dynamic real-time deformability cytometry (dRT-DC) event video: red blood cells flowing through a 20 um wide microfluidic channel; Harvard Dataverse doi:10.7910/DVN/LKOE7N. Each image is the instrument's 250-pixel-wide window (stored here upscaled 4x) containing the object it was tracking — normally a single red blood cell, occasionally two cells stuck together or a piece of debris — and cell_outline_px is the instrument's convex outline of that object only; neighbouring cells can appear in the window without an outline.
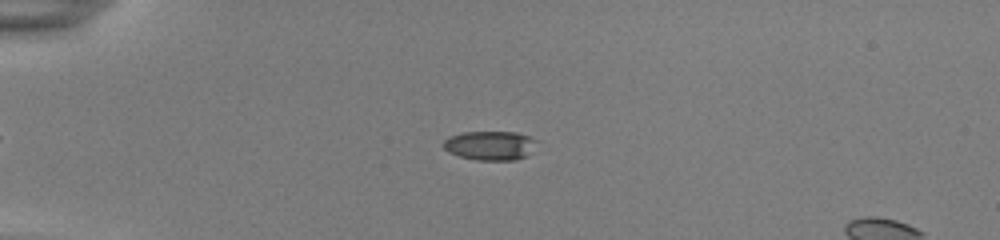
{"species": "common noctule bat (a hibernating species)", "species_latin": "Nyctalus noctula", "temperature_condition": "room temperature", "stored_images_in_passage": 54, "camera_frame_rate_fps": 3000, "um_per_image_px": 0.085, "animal": {"sex": "female", "body_mass_g": 22.0, "forearm_length_mm": 56.7}, "frame": {"image": 1, "passage_image": 15, "time_ms": 4.667, "image_size_px": [1000, 240], "cell_outline_px": [[540, 140], [532, 152], [528, 156], [516, 160], [476, 160], [460, 156], [448, 152], [444, 148], [444, 140], [448, 136], [464, 132], [516, 132]], "centroid_in_image_um": [41.72, 12.37], "position_along_channel_um": 43.3, "area_um2": 16.13}}
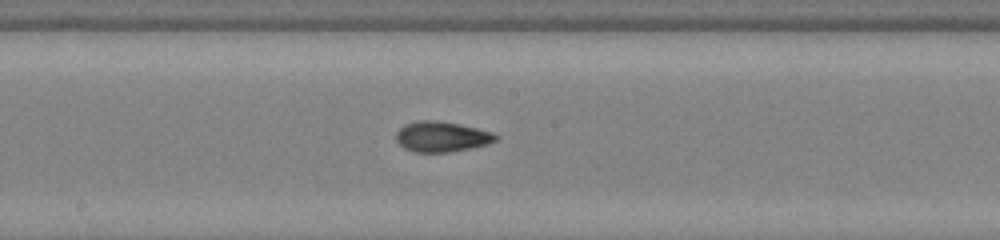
{"frame": {"image": 2, "passage_image": 31, "time_ms": 10.0, "image_size_px": [1000, 240], "cell_outline_px": [[500, 136], [496, 140], [488, 144], [472, 148], [448, 152], [416, 152], [404, 148], [396, 140], [396, 132], [404, 124], [416, 120], [436, 120], [460, 124], [492, 132]], "centroid_in_image_um": [37.54, 11.61], "position_along_channel_um": 210.7, "area_um2": 17.74}}
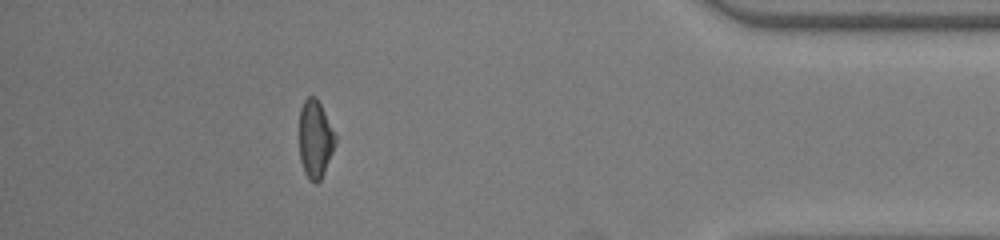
{"frame": {"image": 3, "passage_image": 49, "time_ms": 16.0, "image_size_px": [1000, 240], "cell_outline_px": [[336, 144], [324, 172], [320, 180], [316, 184], [308, 180], [304, 172], [300, 160], [300, 108], [304, 100], [308, 96], [316, 96], [336, 132]], "centroid_in_image_um": [26.81, 11.82], "position_along_channel_um": 408.4, "area_um2": 16.59}, "authors_computed_cell_mechanics": {"area_um2": 16.8776, "velocity_mm_per_s": 3.8933, "shape_relaxation_time_tau1_ms": 3.9877, "shape_relaxation_time_tau2_ms": 1.5736, "deformation_change_tau1": 0.1713, "deformation_change_tau2": 0.0689}}